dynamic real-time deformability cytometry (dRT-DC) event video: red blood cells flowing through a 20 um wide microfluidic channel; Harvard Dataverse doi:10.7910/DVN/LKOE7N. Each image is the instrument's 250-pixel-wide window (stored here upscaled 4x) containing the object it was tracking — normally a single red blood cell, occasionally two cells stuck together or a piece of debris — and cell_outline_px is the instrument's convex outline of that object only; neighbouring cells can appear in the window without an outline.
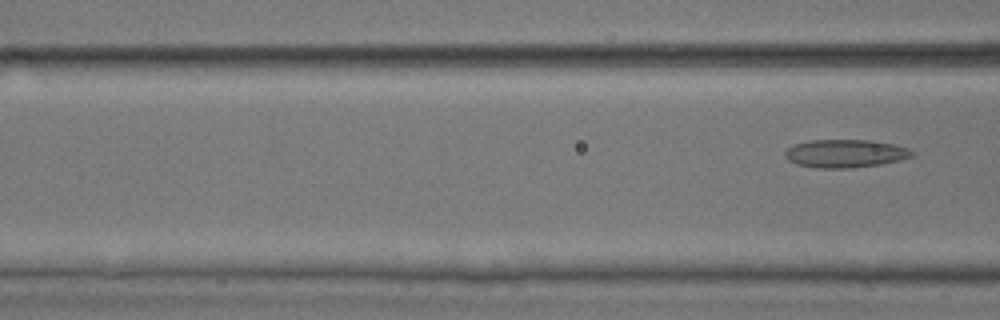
{"species": "common noctule bat (a hibernating species)", "species_latin": "Nyctalus noctula", "temperature_condition": "room temperature", "stored_images_in_passage": 7, "segment_of_instrument_passage": [2, 2], "camera_frame_rate_fps": 3000, "um_per_image_px": 0.085, "animal": {"sex": "male", "body_mass_g": 17.9, "forearm_length_mm": 54.2}, "frame": {"image": 1, "passage_image": 7, "time_ms": 8.0, "image_size_px": [1000, 320], "cell_outline_px": [[912, 156], [900, 160], [880, 164], [852, 168], [816, 168], [796, 164], [788, 160], [784, 156], [784, 152], [792, 144], [808, 140], [872, 140], [892, 144], [908, 148], [912, 152]], "centroid_in_image_um": [71.79, 13.04], "position_along_channel_um": 94.8, "area_um2": 20.87}}